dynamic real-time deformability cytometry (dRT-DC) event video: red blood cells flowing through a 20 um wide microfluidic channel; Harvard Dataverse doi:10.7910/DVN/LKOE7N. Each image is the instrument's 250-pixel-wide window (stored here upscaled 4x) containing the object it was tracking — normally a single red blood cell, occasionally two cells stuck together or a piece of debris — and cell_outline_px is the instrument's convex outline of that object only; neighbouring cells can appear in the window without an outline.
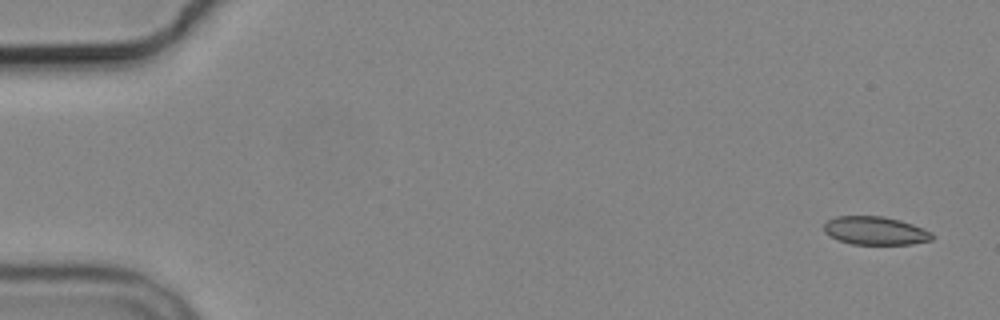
{"species": "common noctule bat (a hibernating species)", "species_latin": "Nyctalus noctula", "temperature_condition": "cold", "stored_images_in_passage": 5, "camera_frame_rate_fps": 3000, "um_per_image_px": 0.085, "animal": {"sex": "male", "body_mass_g": 19.2, "forearm_length_mm": 51.8}, "frame": {"image": 1, "passage_image": 1, "time_ms": 0.0, "image_size_px": [1000, 320], "cell_outline_px": [[936, 236], [932, 240], [912, 244], [852, 244], [840, 240], [824, 232], [824, 224], [828, 220], [836, 216], [884, 216], [900, 220], [912, 224], [932, 232]], "centroid_in_image_um": [74.44, 19.6], "position_along_channel_um": 10.6, "area_um2": 17.8}}
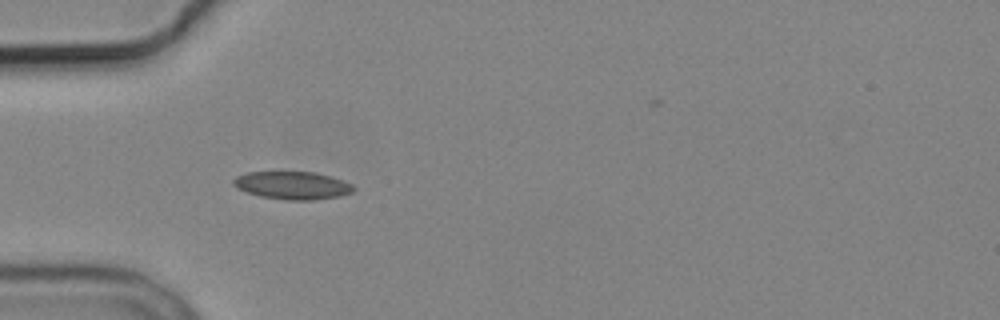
{"frame": {"image": 2, "passage_image": 5, "time_ms": 5.0, "image_size_px": [1000, 320], "cell_outline_px": [[356, 188], [352, 192], [340, 196], [312, 200], [288, 200], [260, 196], [248, 192], [232, 184], [232, 180], [236, 176], [248, 172], [316, 172], [352, 184]], "centroid_in_image_um": [24.86, 15.76], "position_along_channel_um": 60.1, "area_um2": 19.25}}